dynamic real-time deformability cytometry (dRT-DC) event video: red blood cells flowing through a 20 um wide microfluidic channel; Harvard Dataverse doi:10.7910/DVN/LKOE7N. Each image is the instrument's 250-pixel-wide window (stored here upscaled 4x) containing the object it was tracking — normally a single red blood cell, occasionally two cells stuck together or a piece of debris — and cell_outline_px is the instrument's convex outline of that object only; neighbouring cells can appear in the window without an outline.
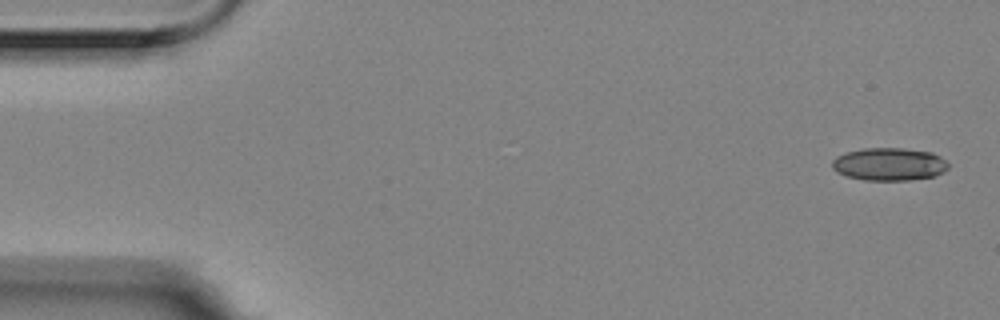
{"species": "Egyptian fruit bat (a non-hibernating species)", "species_latin": "Rousettus aegyptiacus", "temperature_condition": "room temperature", "stored_images_in_passage": 5, "camera_frame_rate_fps": 3000, "um_per_image_px": 0.085, "animal": {"sex": "female"}, "frame": {"image": 1, "passage_image": 1, "time_ms": 0.0, "image_size_px": [1000, 320], "cell_outline_px": [[948, 168], [944, 172], [936, 176], [908, 180], [864, 180], [848, 176], [836, 172], [832, 168], [832, 160], [836, 156], [844, 152], [864, 148], [904, 148], [932, 152], [940, 156], [948, 164]], "centroid_in_image_um": [75.57, 13.95], "position_along_channel_um": 9.4, "area_um2": 22.37}}